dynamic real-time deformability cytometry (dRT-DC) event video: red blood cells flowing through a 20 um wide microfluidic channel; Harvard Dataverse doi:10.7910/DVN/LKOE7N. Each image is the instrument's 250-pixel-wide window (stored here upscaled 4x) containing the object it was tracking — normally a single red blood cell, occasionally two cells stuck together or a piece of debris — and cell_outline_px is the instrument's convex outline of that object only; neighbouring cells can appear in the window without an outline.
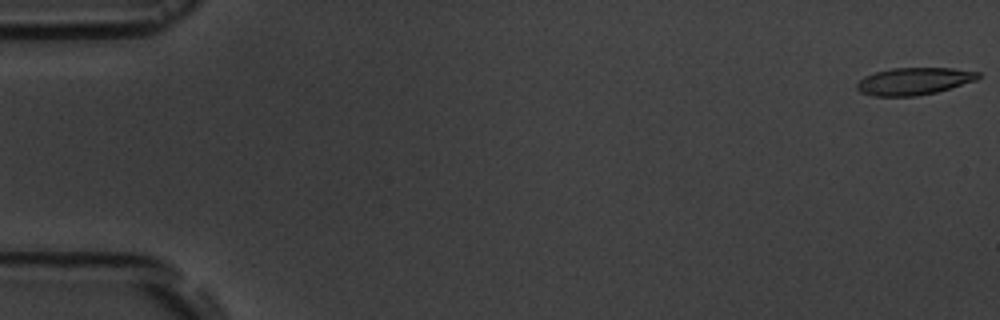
{"species": "common noctule bat (a hibernating species)", "species_latin": "Nyctalus noctula", "temperature_condition": "room temperature", "stored_images_in_passage": 6, "camera_frame_rate_fps": 3000, "um_per_image_px": 0.085, "animal": {"sex": "male", "body_mass_g": 19.5, "forearm_length_mm": 54.6}, "frame": {"image": 1, "passage_image": 1, "time_ms": 0.0, "image_size_px": [1000, 320], "cell_outline_px": [[980, 76], [976, 80], [936, 92], [916, 96], [872, 96], [860, 92], [856, 88], [856, 84], [864, 76], [876, 72], [892, 68], [952, 68], [980, 72]], "centroid_in_image_um": [77.66, 6.9], "position_along_channel_um": 7.3, "area_um2": 19.19}}
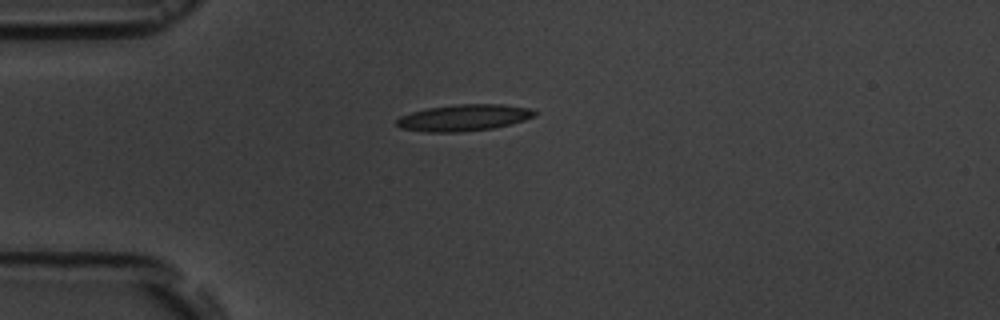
{"frame": {"image": 2, "passage_image": 5, "time_ms": 4.667, "image_size_px": [1000, 320], "cell_outline_px": [[536, 116], [524, 120], [492, 128], [460, 132], [424, 132], [400, 128], [396, 124], [396, 120], [400, 116], [412, 112], [428, 108], [456, 104], [504, 104], [528, 108], [536, 112]], "centroid_in_image_um": [39.4, 10.0], "position_along_channel_um": 45.6, "area_um2": 21.21}}